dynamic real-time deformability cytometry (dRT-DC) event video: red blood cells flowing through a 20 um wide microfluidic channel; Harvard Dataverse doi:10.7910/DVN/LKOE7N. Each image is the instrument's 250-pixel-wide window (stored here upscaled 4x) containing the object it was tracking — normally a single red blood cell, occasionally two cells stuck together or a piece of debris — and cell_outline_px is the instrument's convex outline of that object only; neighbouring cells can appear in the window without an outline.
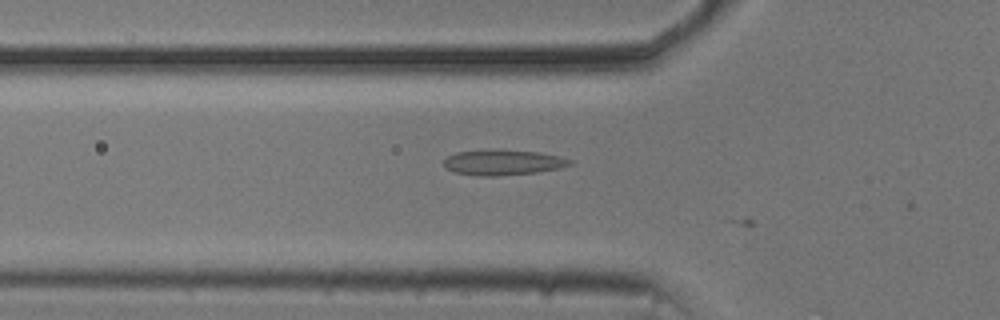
{"species": "common noctule bat (a hibernating species)", "species_latin": "Nyctalus noctula", "temperature_condition": "cold", "stored_images_in_passage": 6, "camera_frame_rate_fps": 3000, "um_per_image_px": 0.085, "animal": {"sex": "male", "body_mass_g": 20.5, "forearm_length_mm": 52.5}, "frame": {"image": 1, "passage_image": 5, "time_ms": 1.333, "image_size_px": [1000, 320], "cell_outline_px": [[572, 164], [560, 168], [536, 172], [496, 176], [484, 176], [456, 172], [448, 168], [444, 164], [444, 160], [448, 156], [456, 152], [500, 148], [540, 152], [560, 156], [572, 160]], "centroid_in_image_um": [42.8, 13.77], "position_along_channel_um": 83.0, "area_um2": 18.79}}